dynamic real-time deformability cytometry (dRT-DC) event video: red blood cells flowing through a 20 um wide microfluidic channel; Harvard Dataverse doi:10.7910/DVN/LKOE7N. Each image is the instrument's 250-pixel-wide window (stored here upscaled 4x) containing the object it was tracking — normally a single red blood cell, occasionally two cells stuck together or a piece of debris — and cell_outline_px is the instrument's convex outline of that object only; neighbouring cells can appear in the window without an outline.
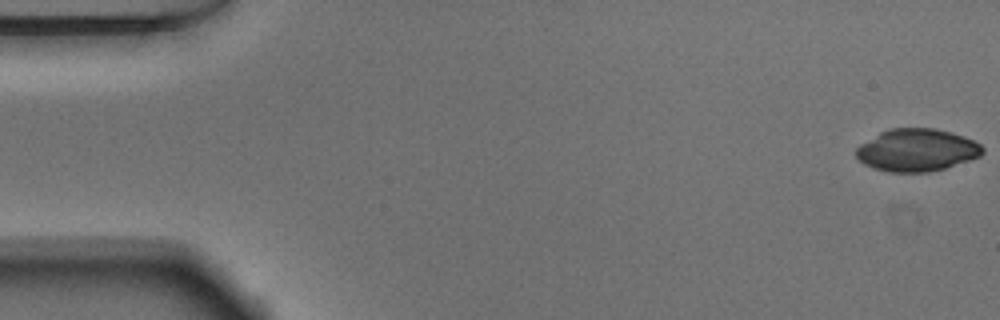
{"species": "Egyptian fruit bat (a non-hibernating species)", "species_latin": "Rousettus aegyptiacus", "temperature_condition": "warm", "stored_images_in_passage": 52, "camera_frame_rate_fps": 3000, "um_per_image_px": 0.085, "animal": {"sex": "male"}, "frame": {"image": 1, "passage_image": 1, "time_ms": 0.0, "image_size_px": [1000, 320], "cell_outline_px": [[984, 152], [980, 156], [944, 168], [928, 172], [888, 172], [864, 164], [856, 156], [856, 148], [860, 144], [880, 132], [888, 128], [936, 128], [952, 132], [964, 136], [980, 144], [984, 148]], "centroid_in_image_um": [77.93, 12.74], "position_along_channel_um": 7.1, "area_um2": 31.21}}